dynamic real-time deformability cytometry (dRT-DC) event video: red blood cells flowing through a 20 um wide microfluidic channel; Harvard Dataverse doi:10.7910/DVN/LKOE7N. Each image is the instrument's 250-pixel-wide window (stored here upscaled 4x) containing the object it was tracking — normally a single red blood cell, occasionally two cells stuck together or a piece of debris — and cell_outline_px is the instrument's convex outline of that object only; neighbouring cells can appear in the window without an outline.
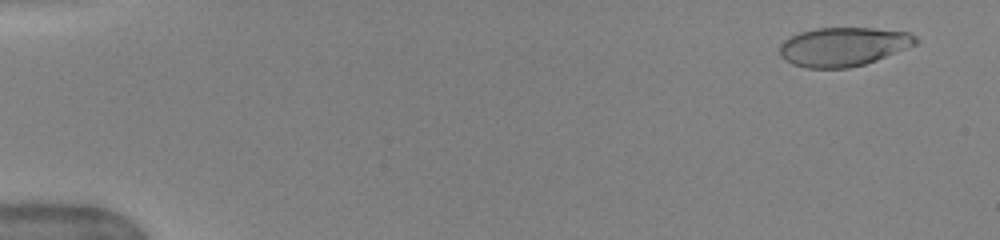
{"species": "human", "species_latin": "Homo sapiens", "temperature_condition": "warm", "stored_images_in_passage": 50, "camera_frame_rate_fps": 3000, "um_per_image_px": 0.085, "donor": {"sex": "female"}, "frame": {"image": 1, "passage_image": 3, "time_ms": 0.667, "image_size_px": [1000, 240], "cell_outline_px": [[920, 40], [916, 44], [876, 60], [864, 64], [848, 68], [808, 68], [792, 64], [784, 60], [780, 56], [780, 44], [784, 40], [800, 32], [816, 28], [872, 28], [908, 32], [916, 36]], "centroid_in_image_um": [71.67, 3.97], "position_along_channel_um": 13.3, "area_um2": 30.75}}
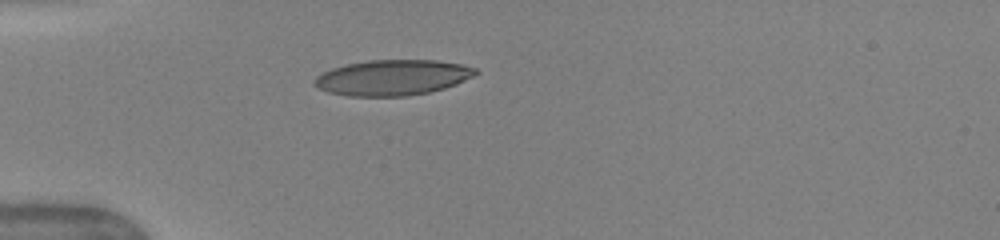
{"frame": {"image": 2, "passage_image": 15, "time_ms": 4.667, "image_size_px": [1000, 240], "cell_outline_px": [[480, 72], [456, 84], [444, 88], [428, 92], [408, 96], [348, 96], [328, 92], [316, 88], [312, 84], [312, 80], [316, 76], [332, 68], [348, 64], [368, 60], [436, 60], [460, 64], [476, 68]], "centroid_in_image_um": [33.33, 6.6], "position_along_channel_um": 51.7, "area_um2": 33.41}}
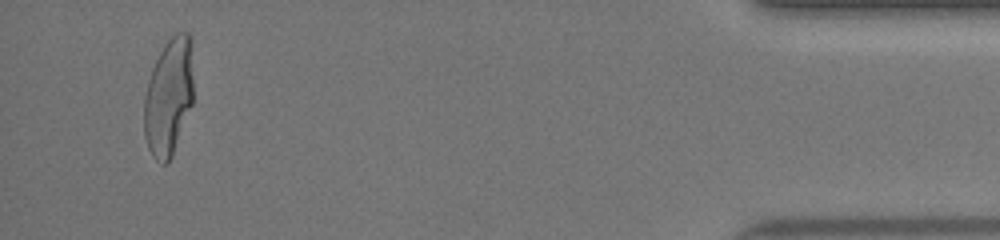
{"frame": {"image": 3, "passage_image": 48, "time_ms": 15.667, "image_size_px": [1000, 240], "cell_outline_px": [[192, 104], [172, 156], [168, 164], [160, 164], [152, 156], [148, 148], [144, 136], [144, 96], [148, 80], [152, 68], [164, 44], [176, 32], [188, 32], [192, 40]], "centroid_in_image_um": [14.33, 8.24], "position_along_channel_um": 420.9, "area_um2": 33.99}, "authors_computed_cell_mechanics": {"area_um2": 33.4084, "velocity_mm_per_s": 4.0847, "shape_relaxation_time_tau1_ms": 3.4366, "shape_relaxation_time_tau2_ms": null, "deformation_change_tau1": 0.2091, "deformation_change_tau2": null}}